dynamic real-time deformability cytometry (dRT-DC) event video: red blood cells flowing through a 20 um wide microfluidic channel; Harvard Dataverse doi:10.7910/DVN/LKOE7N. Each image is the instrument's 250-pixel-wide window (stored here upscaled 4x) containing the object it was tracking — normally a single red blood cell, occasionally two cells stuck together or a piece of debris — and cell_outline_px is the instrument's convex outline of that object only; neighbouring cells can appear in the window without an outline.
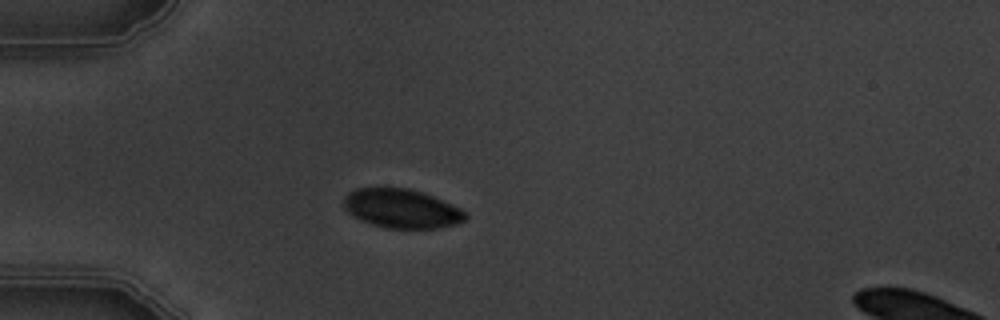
{"species": "common noctule bat (a hibernating species)", "species_latin": "Nyctalus noctula", "temperature_condition": "warm", "stored_images_in_passage": 3, "camera_frame_rate_fps": 3000, "um_per_image_px": 0.085, "animal": {"sex": "male", "body_mass_g": 19.5, "forearm_length_mm": 54.6}, "frame": {"image": 1, "passage_image": 3, "time_ms": 2.0, "image_size_px": [1000, 320], "cell_outline_px": [[468, 216], [464, 220], [456, 224], [440, 228], [384, 228], [360, 220], [352, 216], [344, 208], [344, 196], [348, 192], [356, 188], [408, 188], [432, 196], [452, 204], [460, 208]], "centroid_in_image_um": [34.11, 17.73], "position_along_channel_um": 50.9, "area_um2": 27.63}}